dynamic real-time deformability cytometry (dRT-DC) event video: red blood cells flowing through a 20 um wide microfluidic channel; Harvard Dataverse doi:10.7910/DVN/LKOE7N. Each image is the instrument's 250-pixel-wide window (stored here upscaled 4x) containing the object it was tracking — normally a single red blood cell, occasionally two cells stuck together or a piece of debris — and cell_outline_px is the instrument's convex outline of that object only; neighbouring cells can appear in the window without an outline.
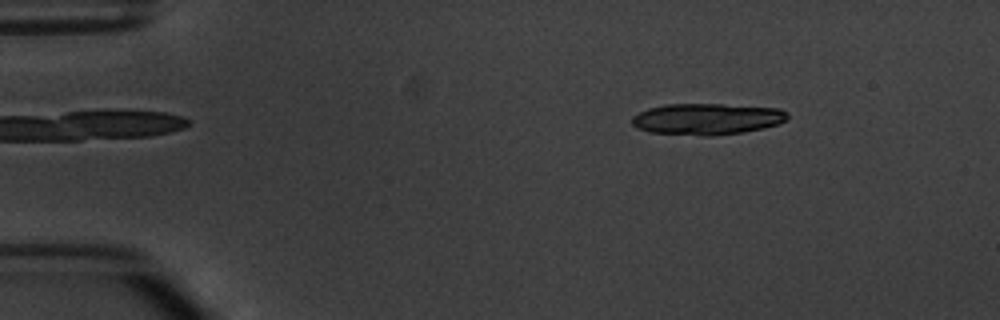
{"species": "common noctule bat (a hibernating species)", "species_latin": "Nyctalus noctula", "temperature_condition": "warm", "stored_images_in_passage": 7, "segment_of_instrument_passage": [1, 2], "camera_frame_rate_fps": 3000, "um_per_image_px": 0.085, "animal": {"sex": "male", "body_mass_g": 20.1, "forearm_length_mm": 53.5}, "frame": {"image": 1, "passage_image": 2, "time_ms": 1.333, "image_size_px": [1000, 320], "cell_outline_px": [[788, 116], [780, 124], [764, 128], [744, 132], [712, 136], [704, 136], [652, 132], [636, 128], [632, 124], [632, 116], [648, 108], [668, 104], [724, 104], [780, 108], [788, 112]], "centroid_in_image_um": [60.12, 10.11], "position_along_channel_um": 24.9, "area_um2": 28.55}}